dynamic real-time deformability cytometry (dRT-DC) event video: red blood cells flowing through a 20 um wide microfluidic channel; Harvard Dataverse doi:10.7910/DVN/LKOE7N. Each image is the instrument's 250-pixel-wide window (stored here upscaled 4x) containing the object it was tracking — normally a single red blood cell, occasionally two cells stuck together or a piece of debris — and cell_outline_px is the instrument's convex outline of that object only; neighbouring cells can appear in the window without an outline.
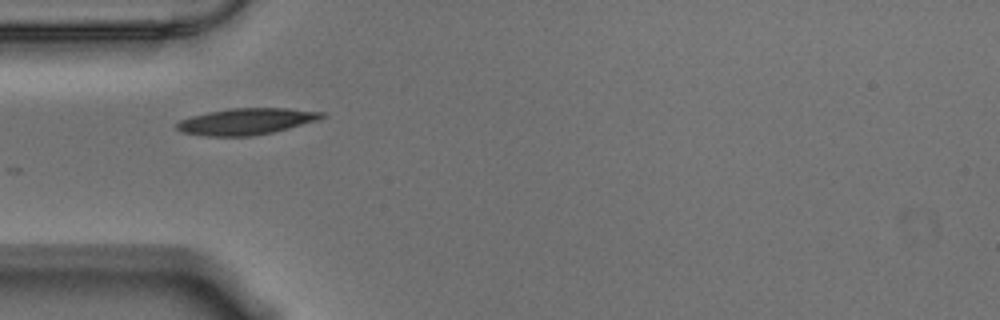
{"species": "Egyptian fruit bat (a non-hibernating species)", "species_latin": "Rousettus aegyptiacus", "temperature_condition": "warm", "stored_images_in_passage": 41, "camera_frame_rate_fps": 3000, "um_per_image_px": 0.085, "animal": {"sex": "male"}, "frame": {"image": 1, "passage_image": 1, "time_ms": 0.0, "image_size_px": [1000, 320], "cell_outline_px": [[328, 116], [320, 120], [272, 132], [252, 136], [208, 136], [180, 132], [176, 128], [176, 124], [180, 120], [192, 116], [208, 112], [228, 108], [288, 108], [324, 112]], "centroid_in_image_um": [20.97, 10.31], "position_along_channel_um": 64.0, "area_um2": 22.43}}
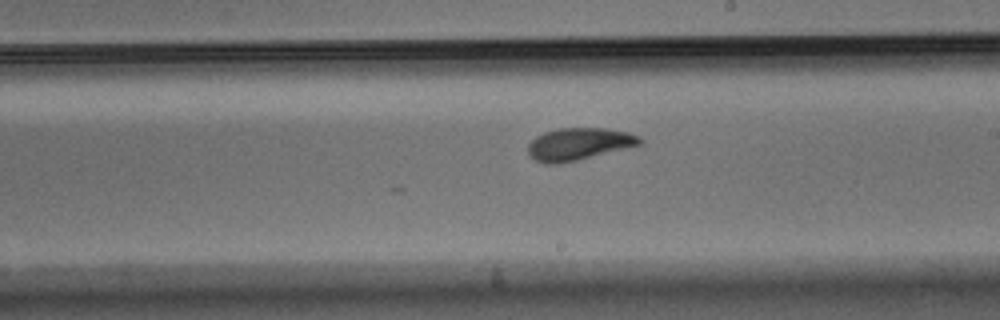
{"frame": {"image": 2, "passage_image": 16, "time_ms": 5.0, "image_size_px": [1000, 320], "cell_outline_px": [[644, 144], [576, 160], [556, 164], [544, 164], [528, 156], [528, 144], [536, 136], [544, 132], [560, 128], [608, 128], [628, 132], [640, 136], [644, 140]], "centroid_in_image_um": [49.22, 12.23], "position_along_channel_um": 239.8, "area_um2": 21.15}}
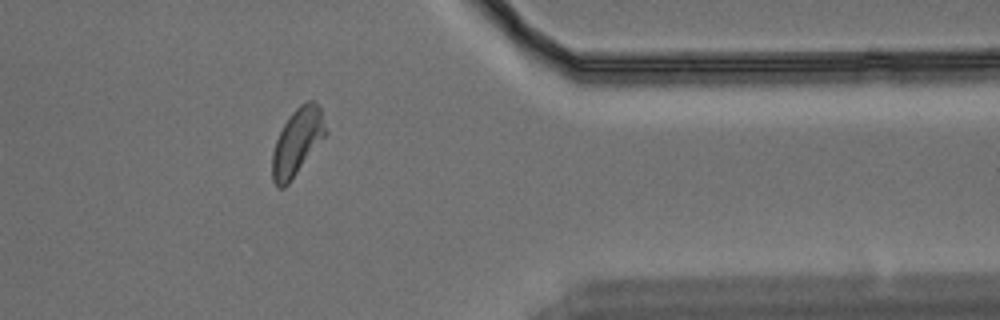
{"frame": {"image": 3, "passage_image": 30, "time_ms": 9.667, "image_size_px": [1000, 320], "cell_outline_px": [[328, 132], [288, 184], [284, 188], [276, 188], [272, 180], [272, 152], [276, 140], [284, 124], [292, 112], [300, 104], [308, 100], [312, 100], [320, 108]], "centroid_in_image_um": [25.25, 12.07], "position_along_channel_um": 386.2, "area_um2": 20.58}, "authors_computed_cell_mechanics": {"area_um2": 20.5768, "velocity_mm_per_s": 3.5035, "shape_relaxation_time_tau1_ms": 2.7117, "shape_relaxation_time_tau2_ms": 1.0944, "deformation_change_tau1": 0.1327, "deformation_change_tau2": 0.0608}}